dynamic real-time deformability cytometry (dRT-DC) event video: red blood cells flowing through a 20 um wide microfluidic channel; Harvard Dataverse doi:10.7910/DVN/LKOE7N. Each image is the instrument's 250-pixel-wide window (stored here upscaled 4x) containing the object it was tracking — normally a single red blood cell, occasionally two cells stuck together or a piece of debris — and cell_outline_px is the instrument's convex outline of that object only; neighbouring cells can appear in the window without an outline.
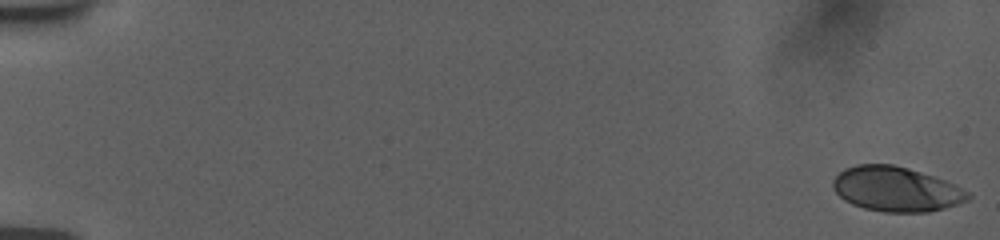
{"species": "human", "species_latin": "Homo sapiens", "temperature_condition": "room temperature", "stored_images_in_passage": 56, "camera_frame_rate_fps": 3000, "um_per_image_px": 0.085, "donor": {"sex": "female"}, "frame": {"image": 1, "passage_image": 1, "time_ms": 0.0, "image_size_px": [1000, 240], "cell_outline_px": [[972, 196], [968, 200], [944, 208], [928, 212], [884, 212], [864, 208], [852, 204], [844, 200], [832, 188], [832, 180], [844, 168], [856, 164], [892, 164], [908, 168], [956, 184], [968, 192]], "centroid_in_image_um": [76.15, 16.07], "position_along_channel_um": 8.8, "area_um2": 35.2}}
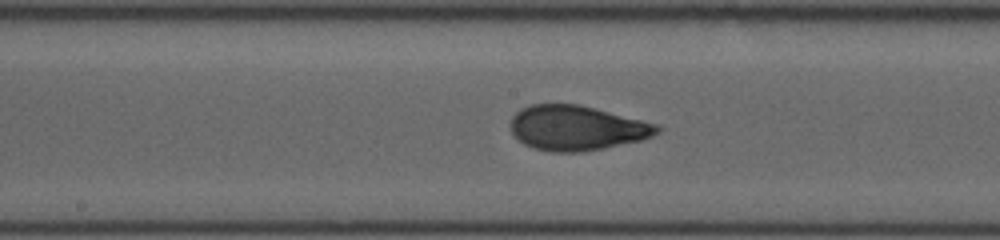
{"frame": {"image": 2, "passage_image": 31, "time_ms": 10.0, "image_size_px": [1000, 240], "cell_outline_px": [[660, 132], [652, 136], [640, 140], [580, 152], [552, 152], [532, 148], [524, 144], [512, 132], [512, 116], [520, 108], [532, 104], [580, 104], [660, 124]], "centroid_in_image_um": [49.04, 10.86], "position_along_channel_um": 199.2, "area_um2": 38.21}}
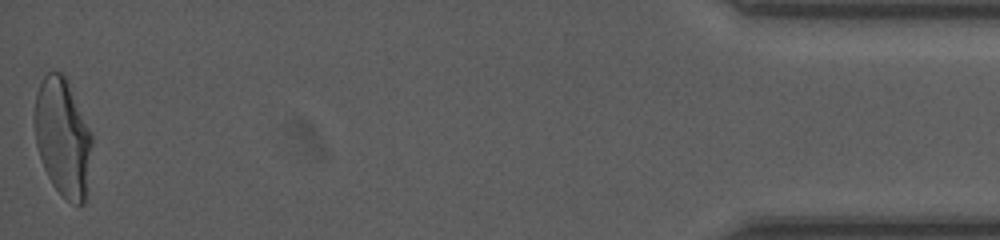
{"frame": {"image": 3, "passage_image": 56, "time_ms": 18.333, "image_size_px": [1000, 240], "cell_outline_px": [[92, 144], [84, 204], [72, 204], [52, 184], [44, 168], [36, 144], [36, 92], [44, 76], [48, 72], [60, 72], [68, 80], [92, 136]], "centroid_in_image_um": [5.34, 11.67], "position_along_channel_um": 429.9, "area_um2": 38.61}, "authors_computed_cell_mechanics": {"area_um2": 37.7145, "velocity_mm_per_s": 3.7525, "shape_relaxation_time_tau1_ms": 4.3935, "shape_relaxation_time_tau2_ms": 0.7462, "deformation_change_tau1": 0.1771, "deformation_change_tau2": 0.0548}}